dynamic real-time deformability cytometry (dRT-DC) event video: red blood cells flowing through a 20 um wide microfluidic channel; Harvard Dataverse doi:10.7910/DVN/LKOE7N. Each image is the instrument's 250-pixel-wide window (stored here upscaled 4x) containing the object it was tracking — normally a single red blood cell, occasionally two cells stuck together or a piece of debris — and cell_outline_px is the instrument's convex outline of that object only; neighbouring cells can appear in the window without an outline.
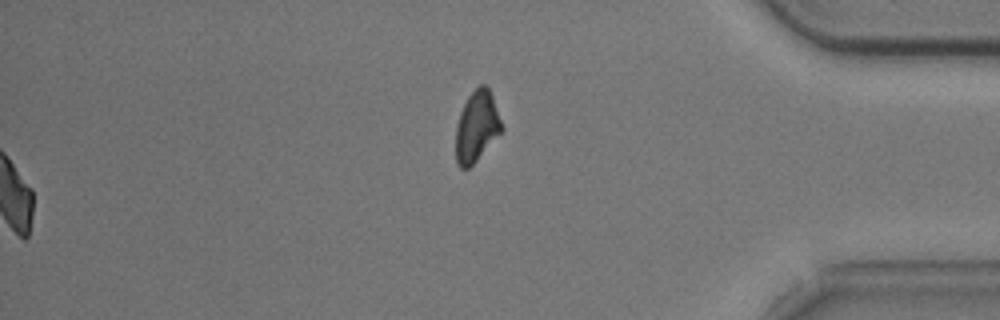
{"species": "common noctule bat (a hibernating species)", "species_latin": "Nyctalus noctula", "temperature_condition": "cold", "stored_images_in_passage": 56, "segment_of_instrument_passage": [2, 2], "camera_frame_rate_fps": 3000, "um_per_image_px": 0.085, "animal": {"sex": "male", "body_mass_g": 20.5, "forearm_length_mm": 52.5}, "frame": {"image": 1, "passage_image": 56, "time_ms": 18.333, "image_size_px": [1000, 320], "cell_outline_px": [[504, 128], [476, 160], [468, 168], [460, 168], [456, 164], [456, 124], [460, 112], [468, 96], [480, 84], [484, 84], [488, 88], [492, 96]], "centroid_in_image_um": [40.5, 10.74], "position_along_channel_um": 394.7, "area_um2": 18.61}}